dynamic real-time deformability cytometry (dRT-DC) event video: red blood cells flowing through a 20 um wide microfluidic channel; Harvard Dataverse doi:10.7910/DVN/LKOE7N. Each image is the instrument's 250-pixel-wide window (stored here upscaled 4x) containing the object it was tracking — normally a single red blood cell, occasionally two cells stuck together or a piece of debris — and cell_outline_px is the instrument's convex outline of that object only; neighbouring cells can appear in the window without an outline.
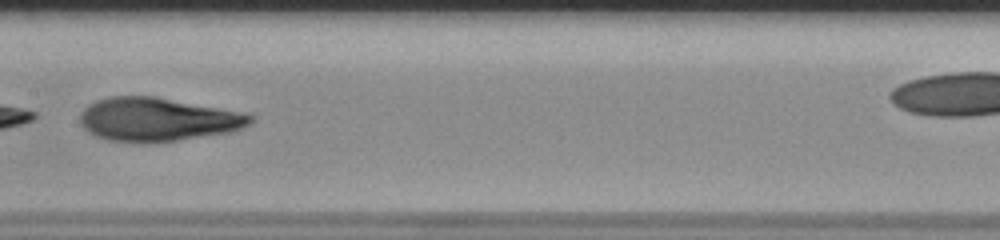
{"species": "human", "species_latin": "Homo sapiens", "temperature_condition": "room temperature", "stored_images_in_passage": 46, "camera_frame_rate_fps": 3000, "um_per_image_px": 0.085, "donor": {"sex": "male"}, "frame": {"image": 1, "passage_image": 27, "time_ms": 8.667, "image_size_px": [1000, 240], "cell_outline_px": [[256, 116], [244, 128], [228, 132], [176, 140], [148, 144], [140, 144], [108, 140], [96, 136], [88, 132], [84, 128], [80, 120], [80, 116], [84, 108], [100, 100], [112, 96], [152, 96], [240, 112]], "centroid_in_image_um": [13.37, 10.18], "position_along_channel_um": 194.0, "area_um2": 42.83}}
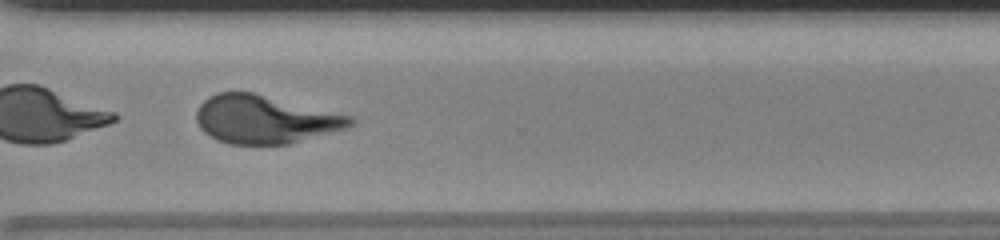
{"frame": {"image": 2, "passage_image": 39, "time_ms": 12.667, "image_size_px": [1000, 240], "cell_outline_px": [[352, 124], [344, 128], [288, 144], [228, 144], [216, 140], [204, 132], [200, 128], [196, 120], [196, 112], [200, 104], [204, 100], [220, 92], [252, 92], [352, 116]], "centroid_in_image_um": [22.46, 10.15], "position_along_channel_um": 348.1, "area_um2": 42.6}}